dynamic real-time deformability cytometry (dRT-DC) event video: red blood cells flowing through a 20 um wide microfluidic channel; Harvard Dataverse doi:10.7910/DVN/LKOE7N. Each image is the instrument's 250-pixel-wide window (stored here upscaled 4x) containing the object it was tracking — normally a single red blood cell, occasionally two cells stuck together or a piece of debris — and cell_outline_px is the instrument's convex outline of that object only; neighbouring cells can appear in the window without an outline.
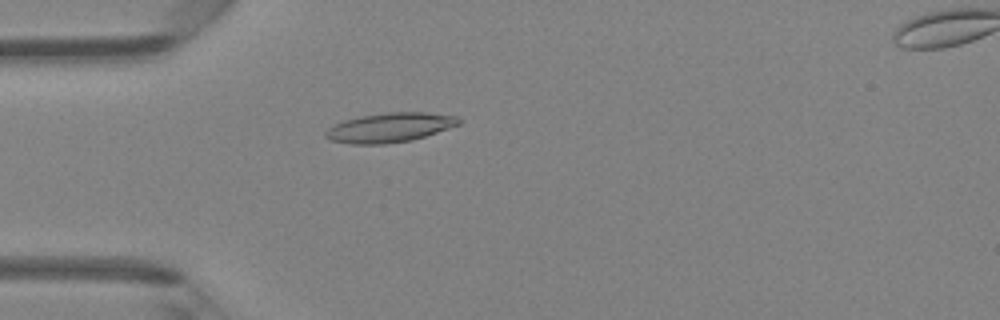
{"species": "Egyptian fruit bat (a non-hibernating species)", "species_latin": "Rousettus aegyptiacus", "temperature_condition": "room temperature", "stored_images_in_passage": 48, "camera_frame_rate_fps": 3000, "um_per_image_px": 0.085, "animal": {"sex": "female"}, "frame": {"image": 1, "passage_image": 14, "time_ms": 4.333, "image_size_px": [1000, 320], "cell_outline_px": [[460, 124], [412, 140], [384, 144], [352, 144], [332, 140], [324, 136], [324, 132], [328, 128], [344, 120], [360, 116], [388, 112], [424, 112], [456, 116], [460, 120]], "centroid_in_image_um": [33.1, 10.84], "position_along_channel_um": 51.9, "area_um2": 22.6}}
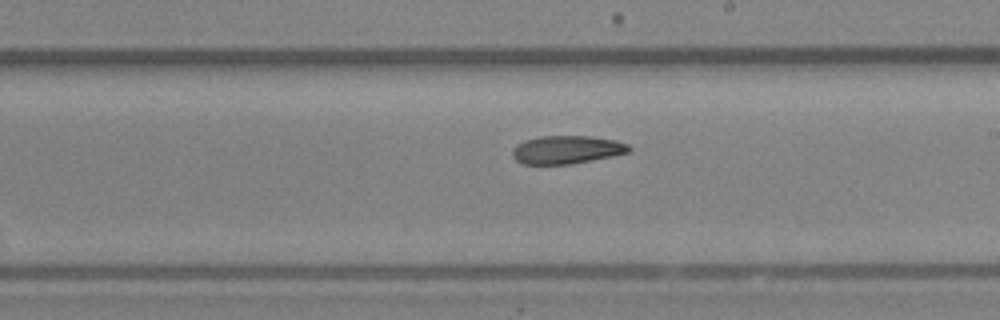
{"frame": {"image": 2, "passage_image": 28, "time_ms": 9.0, "image_size_px": [1000, 320], "cell_outline_px": [[632, 152], [612, 156], [568, 164], [520, 164], [512, 156], [512, 148], [516, 144], [524, 140], [540, 136], [592, 136], [616, 140], [628, 144], [632, 148]], "centroid_in_image_um": [48.17, 12.71], "position_along_channel_um": 240.8, "area_um2": 19.31}}
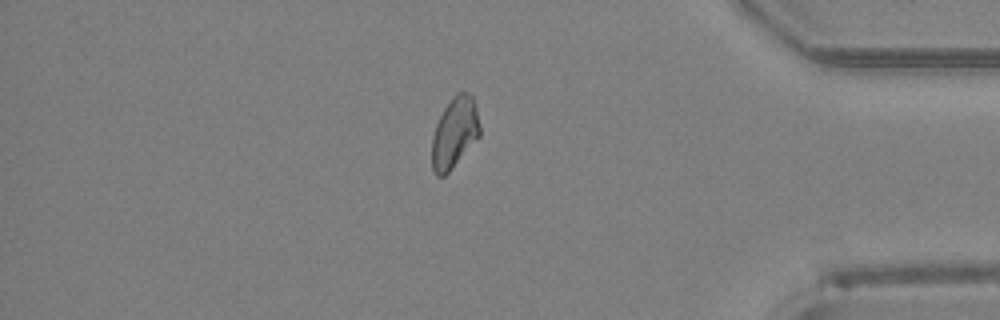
{"frame": {"image": 3, "passage_image": 41, "time_ms": 13.333, "image_size_px": [1000, 320], "cell_outline_px": [[480, 136], [452, 168], [444, 176], [436, 176], [432, 168], [432, 136], [436, 124], [444, 108], [452, 96], [456, 92], [468, 92], [472, 96], [476, 108], [480, 128]], "centroid_in_image_um": [38.63, 11.27], "position_along_channel_um": 396.6, "area_um2": 19.71}, "authors_computed_cell_mechanics": {"area_um2": 20.3456, "velocity_mm_per_s": 4.2736, "shape_relaxation_time_tau1_ms": null, "shape_relaxation_time_tau2_ms": 4.8485, "deformation_change_tau1": null, "deformation_change_tau2": 0.111}}